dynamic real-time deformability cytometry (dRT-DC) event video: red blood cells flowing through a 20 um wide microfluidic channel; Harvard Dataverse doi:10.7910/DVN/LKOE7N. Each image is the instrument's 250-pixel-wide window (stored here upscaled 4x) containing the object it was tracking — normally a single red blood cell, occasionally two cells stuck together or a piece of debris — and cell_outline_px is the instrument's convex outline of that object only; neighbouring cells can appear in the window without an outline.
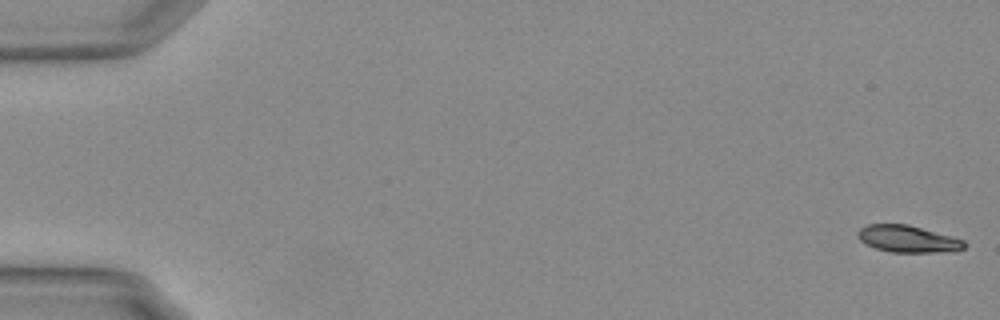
{"species": "Egyptian fruit bat (a non-hibernating species)", "species_latin": "Rousettus aegyptiacus", "temperature_condition": "warm", "stored_images_in_passage": 8, "camera_frame_rate_fps": 3000, "um_per_image_px": 0.085, "animal": {"sex": "female"}, "frame": {"image": 1, "passage_image": 1, "time_ms": 0.0, "image_size_px": [1000, 320], "cell_outline_px": [[968, 244], [964, 248], [956, 252], [888, 252], [876, 248], [860, 240], [856, 236], [856, 232], [860, 228], [868, 224], [908, 224], [964, 240]], "centroid_in_image_um": [77.18, 20.31], "position_along_channel_um": 7.8, "area_um2": 16.82}}